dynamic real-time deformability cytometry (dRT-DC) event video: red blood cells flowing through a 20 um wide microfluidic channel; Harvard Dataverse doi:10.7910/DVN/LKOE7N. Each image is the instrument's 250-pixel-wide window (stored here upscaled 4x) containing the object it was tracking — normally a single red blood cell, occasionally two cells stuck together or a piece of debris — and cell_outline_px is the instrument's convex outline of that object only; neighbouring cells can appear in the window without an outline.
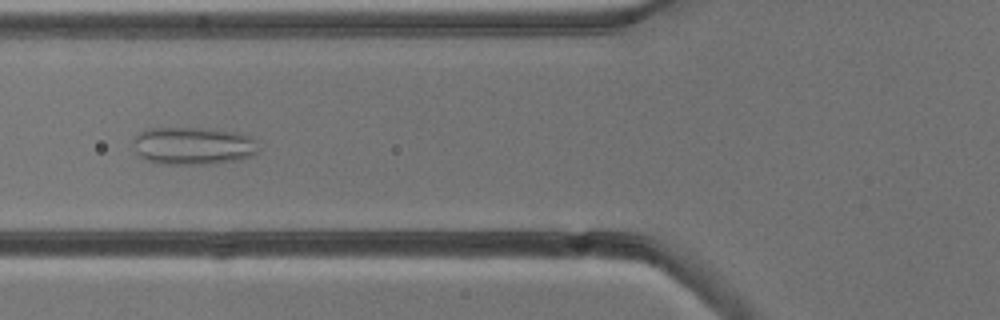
{"species": "common noctule bat (a hibernating species)", "species_latin": "Nyctalus noctula", "temperature_condition": "cold", "stored_images_in_passage": 9, "camera_frame_rate_fps": 3000, "um_per_image_px": 0.085, "animal": {"sex": "male", "body_mass_g": 13.3}, "frame": {"image": 1, "passage_image": 6, "time_ms": 5.667, "image_size_px": [1000, 320], "cell_outline_px": [[260, 148], [252, 156], [240, 160], [208, 164], [152, 164], [144, 160], [136, 152], [132, 140], [140, 132], [148, 128], [200, 128], [236, 132], [248, 136], [256, 140]], "centroid_in_image_um": [16.4, 12.41], "position_along_channel_um": 109.4, "area_um2": 27.86}}